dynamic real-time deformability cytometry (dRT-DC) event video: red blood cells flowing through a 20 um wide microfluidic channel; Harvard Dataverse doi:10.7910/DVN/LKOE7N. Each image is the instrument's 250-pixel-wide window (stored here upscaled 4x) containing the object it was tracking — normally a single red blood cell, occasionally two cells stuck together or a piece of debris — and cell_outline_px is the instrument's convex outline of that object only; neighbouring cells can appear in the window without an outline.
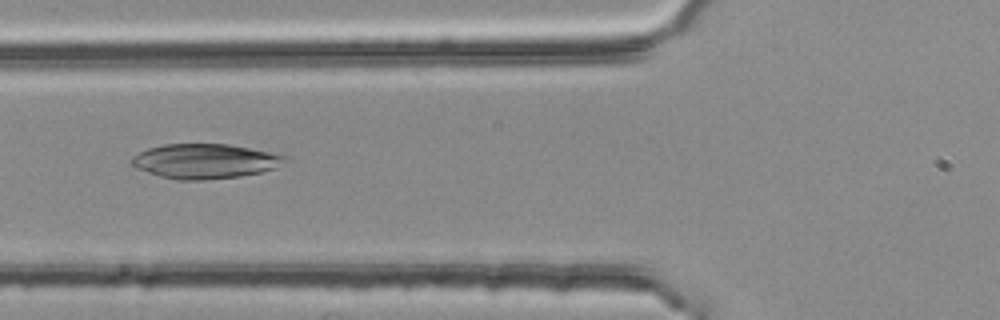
{"species": "common noctule bat (a hibernating species)", "species_latin": "Nyctalus noctula", "temperature_condition": "room temperature", "stored_images_in_passage": 4, "camera_frame_rate_fps": 3000, "um_per_image_px": 0.085, "animal": {"sex": "female", "body_mass_g": 25.1}, "frame": {"image": 1, "passage_image": 4, "time_ms": 1.0, "image_size_px": [1000, 320], "cell_outline_px": [[292, 160], [276, 168], [260, 172], [240, 176], [204, 180], [180, 180], [160, 176], [136, 168], [132, 164], [132, 156], [148, 148], [164, 144], [228, 144], [292, 156]], "centroid_in_image_um": [17.51, 13.69], "position_along_channel_um": 108.3, "area_um2": 31.21}}